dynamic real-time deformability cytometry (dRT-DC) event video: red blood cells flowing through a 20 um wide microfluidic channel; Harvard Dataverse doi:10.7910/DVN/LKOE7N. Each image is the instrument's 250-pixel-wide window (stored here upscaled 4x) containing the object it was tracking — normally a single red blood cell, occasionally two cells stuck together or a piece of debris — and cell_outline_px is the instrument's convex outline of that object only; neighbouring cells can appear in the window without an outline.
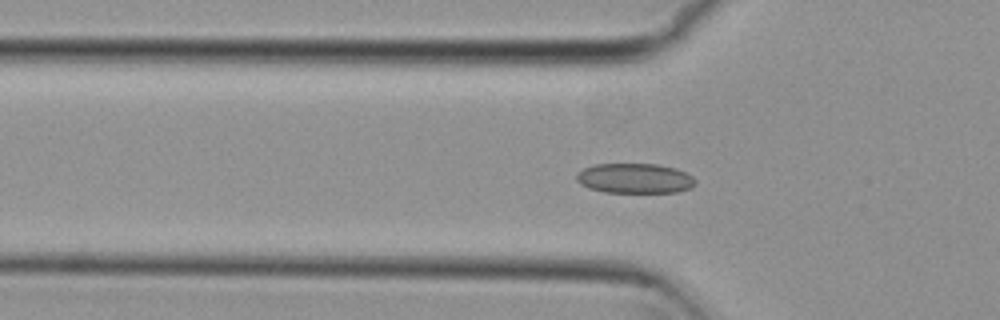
{"species": "common noctule bat (a hibernating species)", "species_latin": "Nyctalus noctula", "temperature_condition": "cold", "stored_images_in_passage": 55, "camera_frame_rate_fps": 3000, "um_per_image_px": 0.085, "animal": {"sex": "female", "body_mass_g": 29.2, "forearm_length_mm": 56.3}, "frame": {"image": 1, "passage_image": 17, "time_ms": 5.333, "image_size_px": [1000, 320], "cell_outline_px": [[696, 184], [692, 188], [676, 192], [604, 192], [588, 188], [580, 184], [576, 180], [576, 172], [584, 168], [596, 164], [656, 164], [676, 168], [692, 176], [696, 180]], "centroid_in_image_um": [53.95, 15.16], "position_along_channel_um": 71.9, "area_um2": 20.87}}
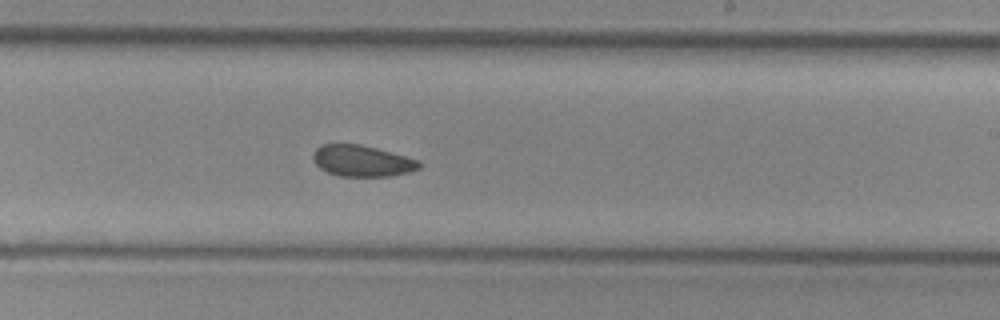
{"frame": {"image": 2, "passage_image": 32, "time_ms": 10.333, "image_size_px": [1000, 320], "cell_outline_px": [[424, 164], [420, 168], [408, 172], [392, 176], [340, 176], [328, 172], [320, 168], [312, 160], [312, 156], [316, 148], [320, 144], [360, 144], [376, 148], [420, 160]], "centroid_in_image_um": [30.79, 13.67], "position_along_channel_um": 258.2, "area_um2": 19.42}}
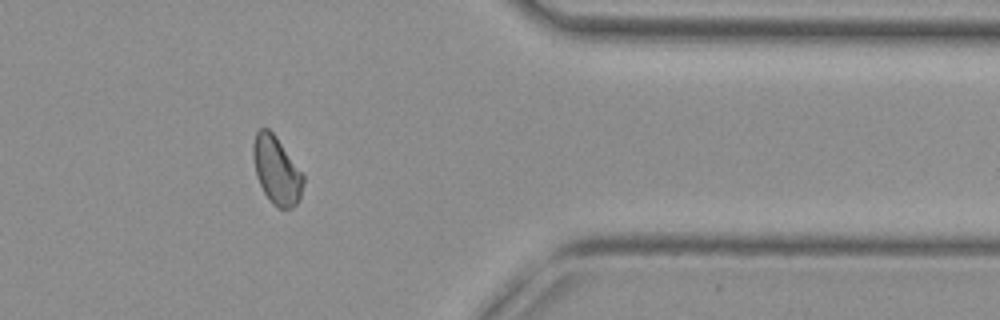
{"frame": {"image": 3, "passage_image": 44, "time_ms": 14.333, "image_size_px": [1000, 320], "cell_outline_px": [[304, 180], [300, 200], [292, 208], [276, 208], [272, 204], [264, 192], [256, 176], [252, 152], [252, 144], [256, 132], [260, 128], [268, 128], [276, 136], [304, 176]], "centroid_in_image_um": [23.49, 14.49], "position_along_channel_um": 387.9, "area_um2": 19.77}}